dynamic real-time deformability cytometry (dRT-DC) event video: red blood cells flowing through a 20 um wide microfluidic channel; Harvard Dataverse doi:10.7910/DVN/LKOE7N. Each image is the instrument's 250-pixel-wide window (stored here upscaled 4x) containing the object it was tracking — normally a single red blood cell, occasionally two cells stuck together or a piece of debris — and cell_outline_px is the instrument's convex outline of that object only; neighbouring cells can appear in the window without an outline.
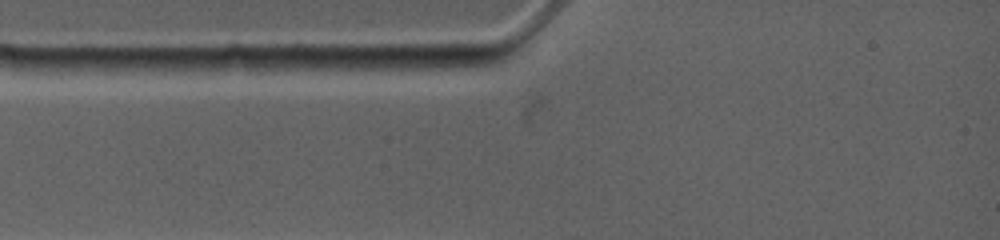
{"species": "common noctule bat (a hibernating species)", "species_latin": "Nyctalus noctula", "temperature_condition": "warm", "stored_images_in_passage": 4, "camera_frame_rate_fps": 4500, "um_per_image_px": 0.085, "animal": {"sex": "female", "body_mass_g": 19.0, "forearm_length_mm": 53.3}, "frame": {"image": 1, "passage_image": 1, "time_ms": 0.0, "image_size_px": [1000, 240], "cell_outline_px": [[500, 60], [496, 64], [400, 76], [364, 68], [372, 56], [488, 56]], "centroid_in_image_um": [36.15, 5.42], "position_along_channel_um": 48.8, "area_um2": 13.53}}